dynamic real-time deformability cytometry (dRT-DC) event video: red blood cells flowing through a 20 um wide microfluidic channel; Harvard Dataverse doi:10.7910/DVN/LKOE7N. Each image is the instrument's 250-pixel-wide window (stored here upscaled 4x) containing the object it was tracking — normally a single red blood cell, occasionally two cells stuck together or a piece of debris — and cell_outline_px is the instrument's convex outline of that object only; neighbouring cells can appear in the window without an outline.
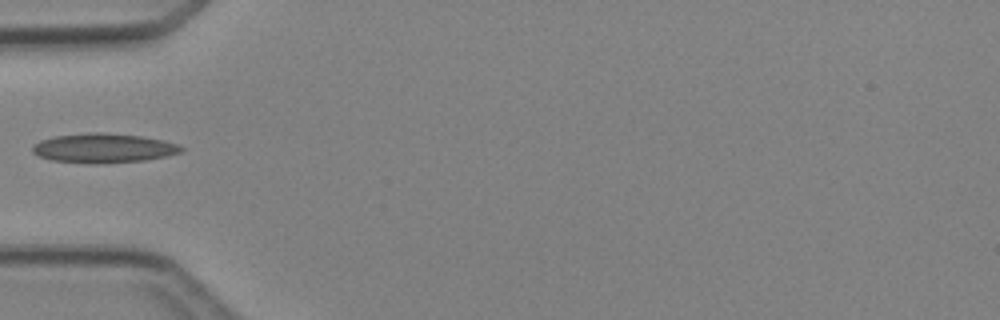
{"species": "Egyptian fruit bat (a non-hibernating species)", "species_latin": "Rousettus aegyptiacus", "temperature_condition": "cold", "stored_images_in_passage": 4, "camera_frame_rate_fps": 3000, "um_per_image_px": 0.085, "animal": {"sex": "female"}, "frame": {"image": 1, "passage_image": 4, "time_ms": 3.333, "image_size_px": [1000, 320], "cell_outline_px": [[184, 148], [180, 152], [168, 156], [144, 160], [96, 164], [88, 164], [52, 160], [36, 156], [32, 152], [32, 144], [40, 140], [56, 136], [92, 132], [100, 132], [140, 136], [160, 140], [176, 144]], "centroid_in_image_um": [8.73, 12.6], "position_along_channel_um": 76.3, "area_um2": 25.43}}